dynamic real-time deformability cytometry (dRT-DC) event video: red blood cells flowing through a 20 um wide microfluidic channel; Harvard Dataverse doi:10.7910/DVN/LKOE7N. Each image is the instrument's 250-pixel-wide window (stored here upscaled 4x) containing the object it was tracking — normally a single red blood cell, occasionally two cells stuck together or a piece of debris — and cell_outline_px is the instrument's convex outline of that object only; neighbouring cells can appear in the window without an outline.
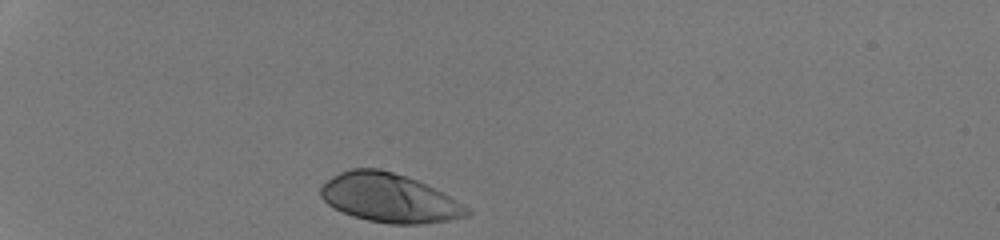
{"species": "human", "species_latin": "Homo sapiens", "temperature_condition": "room temperature", "stored_images_in_passage": 29, "camera_frame_rate_fps": 3000, "um_per_image_px": 0.085, "donor": {"sex": "male"}, "frame": {"image": 1, "passage_image": 1, "time_ms": 0.0, "image_size_px": [1000, 240], "cell_outline_px": [[472, 216], [448, 220], [420, 224], [388, 224], [368, 220], [352, 216], [328, 204], [320, 196], [320, 188], [332, 176], [340, 172], [352, 168], [376, 168], [392, 172], [416, 180], [448, 196], [468, 208], [472, 212]], "centroid_in_image_um": [33.08, 16.84], "position_along_channel_um": 51.9, "area_um2": 41.15}}
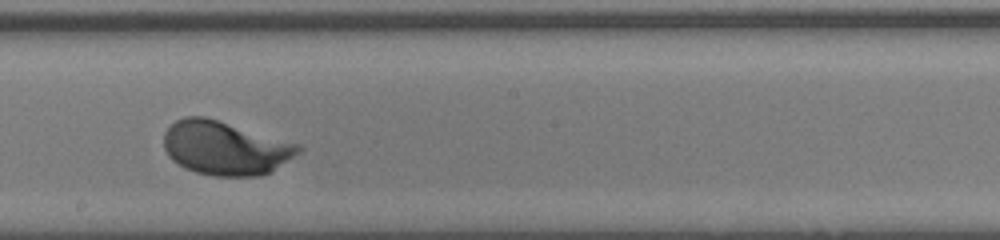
{"frame": {"image": 2, "passage_image": 17, "time_ms": 5.333, "image_size_px": [1000, 240], "cell_outline_px": [[304, 148], [300, 152], [272, 172], [260, 176], [212, 176], [196, 172], [184, 168], [172, 160], [168, 156], [164, 148], [164, 132], [176, 120], [184, 116], [204, 116], [300, 144]], "centroid_in_image_um": [19.15, 12.59], "position_along_channel_um": 229.1, "area_um2": 42.37}}
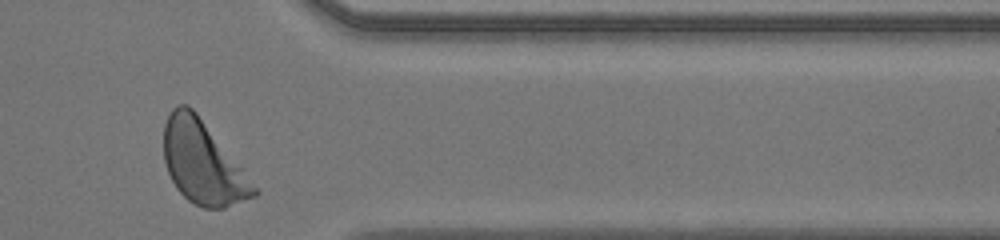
{"frame": {"image": 3, "passage_image": 29, "time_ms": 9.333, "image_size_px": [1000, 240], "cell_outline_px": [[260, 192], [256, 196], [224, 208], [204, 208], [188, 200], [176, 188], [168, 172], [164, 160], [164, 124], [172, 108], [176, 104], [188, 104], [196, 112]], "centroid_in_image_um": [17.2, 13.83], "position_along_channel_um": 394.2, "area_um2": 42.66}, "authors_computed_cell_mechanics": {"area_um2": 41.0958, "velocity_mm_per_s": 4.223, "shape_relaxation_time_tau1_ms": 1.7749, "shape_relaxation_time_tau2_ms": null, "deformation_change_tau1": 0.1419, "deformation_change_tau2": null}}